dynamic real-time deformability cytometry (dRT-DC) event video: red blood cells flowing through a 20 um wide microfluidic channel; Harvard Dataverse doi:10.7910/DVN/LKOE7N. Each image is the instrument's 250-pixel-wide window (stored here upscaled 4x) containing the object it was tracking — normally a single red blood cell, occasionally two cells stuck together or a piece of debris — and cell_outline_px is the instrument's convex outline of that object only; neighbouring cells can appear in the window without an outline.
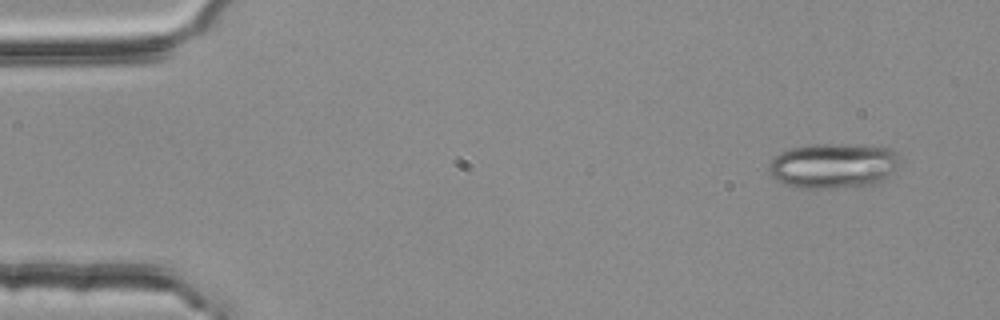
{"species": "common noctule bat (a hibernating species)", "species_latin": "Nyctalus noctula", "temperature_condition": "room temperature", "stored_images_in_passage": 4, "camera_frame_rate_fps": 3000, "um_per_image_px": 0.085, "animal": {"sex": "female", "body_mass_g": 25.1}, "frame": {"image": 1, "passage_image": 1, "time_ms": 0.0, "image_size_px": [1000, 320], "cell_outline_px": [[896, 168], [880, 184], [860, 188], [796, 188], [784, 184], [776, 180], [772, 176], [768, 168], [768, 164], [780, 152], [792, 148], [812, 144], [832, 144], [892, 148], [896, 152]], "centroid_in_image_um": [70.82, 14.13], "position_along_channel_um": 14.2, "area_um2": 34.68}}